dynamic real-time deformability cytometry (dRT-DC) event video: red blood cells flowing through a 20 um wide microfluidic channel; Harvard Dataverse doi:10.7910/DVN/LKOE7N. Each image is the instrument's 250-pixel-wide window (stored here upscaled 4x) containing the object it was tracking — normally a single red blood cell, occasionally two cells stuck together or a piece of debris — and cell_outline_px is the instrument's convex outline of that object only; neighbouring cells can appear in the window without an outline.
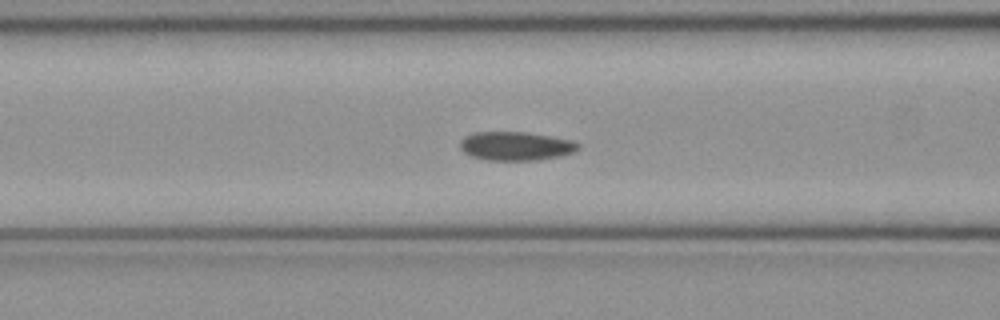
{"species": "common noctule bat (a hibernating species)", "species_latin": "Nyctalus noctula", "temperature_condition": "cold", "stored_images_in_passage": 48, "camera_frame_rate_fps": 3000, "um_per_image_px": 0.085, "animal": {"sex": "female", "body_mass_g": 21.9}, "frame": {"image": 1, "passage_image": 16, "time_ms": 5.0, "image_size_px": [1000, 320], "cell_outline_px": [[580, 148], [572, 152], [560, 156], [536, 160], [484, 160], [468, 156], [460, 148], [460, 140], [464, 136], [476, 132], [524, 132], [572, 140], [580, 144]], "centroid_in_image_um": [43.8, 12.42], "position_along_channel_um": 122.8, "area_um2": 19.83}}
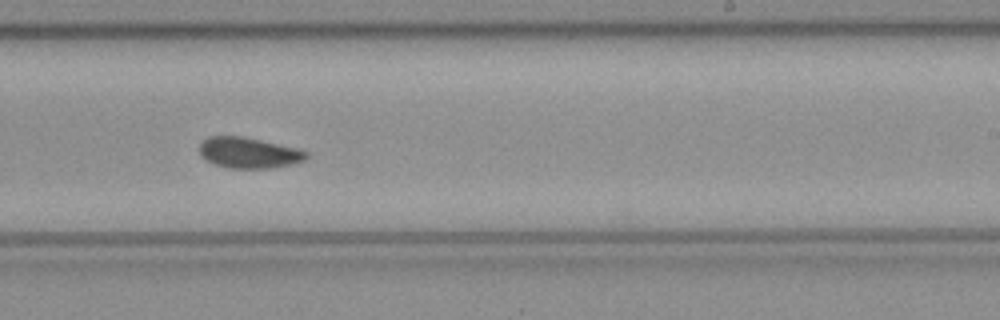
{"frame": {"image": 2, "passage_image": 27, "time_ms": 8.667, "image_size_px": [1000, 320], "cell_outline_px": [[308, 156], [304, 160], [292, 164], [272, 168], [228, 168], [204, 160], [200, 156], [200, 144], [208, 136], [244, 136], [296, 148], [308, 152]], "centroid_in_image_um": [21.12, 12.98], "position_along_channel_um": 267.9, "area_um2": 19.19}}
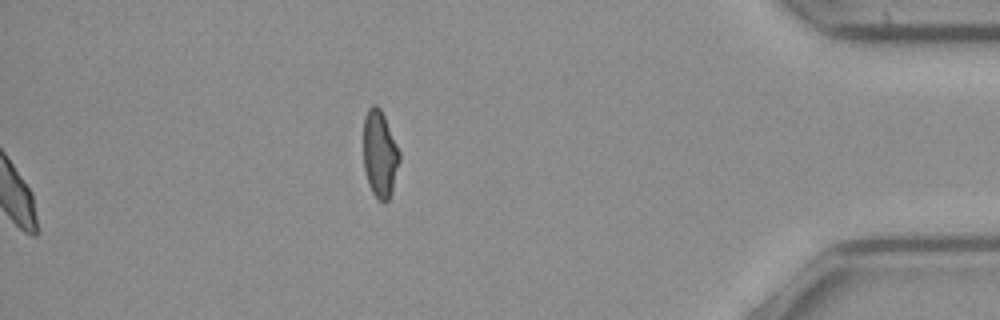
{"frame": {"image": 3, "passage_image": 48, "time_ms": 15.667, "image_size_px": [1000, 320], "cell_outline_px": [[400, 160], [392, 192], [388, 200], [384, 204], [372, 192], [368, 184], [364, 168], [364, 116], [368, 108], [372, 104], [376, 104], [380, 108], [384, 116], [400, 152]], "centroid_in_image_um": [32.28, 13.09], "position_along_channel_um": 402.9, "area_um2": 18.26}, "authors_computed_cell_mechanics": {"area_um2": 19.363, "velocity_mm_per_s": 3.9652, "shape_relaxation_time_tau1_ms": null, "shape_relaxation_time_tau2_ms": 8.9504, "deformation_change_tau1": null, "deformation_change_tau2": 0.0744}}